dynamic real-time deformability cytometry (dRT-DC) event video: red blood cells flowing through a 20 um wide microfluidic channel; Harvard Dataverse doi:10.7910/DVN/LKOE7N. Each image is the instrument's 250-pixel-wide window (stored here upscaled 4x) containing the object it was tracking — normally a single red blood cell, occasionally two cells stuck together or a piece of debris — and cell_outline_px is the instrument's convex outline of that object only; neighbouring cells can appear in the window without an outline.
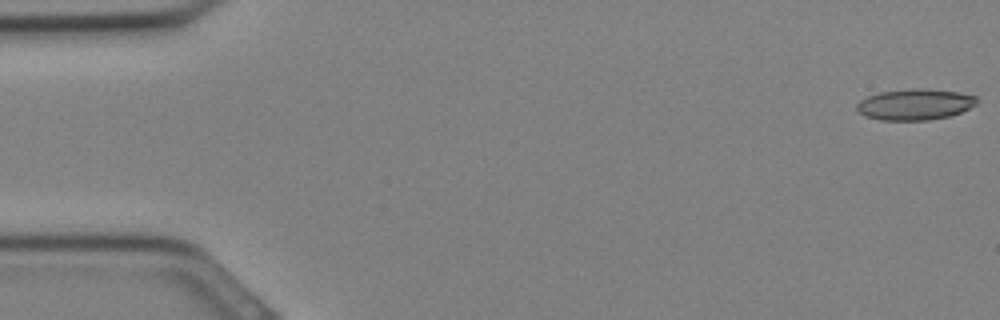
{"species": "Egyptian fruit bat (a non-hibernating species)", "species_latin": "Rousettus aegyptiacus", "temperature_condition": "cold", "stored_images_in_passage": 14, "camera_frame_rate_fps": 3000, "um_per_image_px": 0.085, "animal": {"sex": "female"}, "frame": {"image": 1, "passage_image": 1, "time_ms": 0.0, "image_size_px": [1000, 320], "cell_outline_px": [[976, 104], [960, 112], [948, 116], [928, 120], [880, 120], [864, 116], [856, 108], [856, 104], [860, 100], [868, 96], [880, 92], [912, 88], [924, 88], [960, 92], [976, 96]], "centroid_in_image_um": [77.74, 8.87], "position_along_channel_um": 7.3, "area_um2": 21.68}}
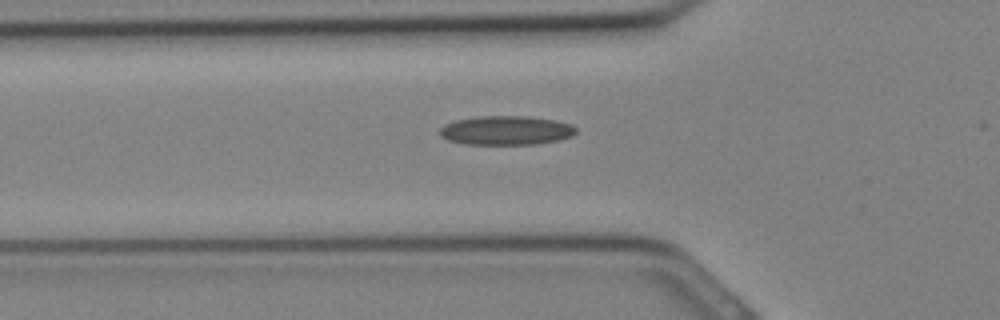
{"frame": {"image": 2, "passage_image": 11, "time_ms": 3.333, "image_size_px": [1000, 320], "cell_outline_px": [[576, 132], [572, 136], [560, 140], [536, 144], [464, 144], [448, 140], [440, 136], [440, 128], [444, 124], [456, 120], [480, 116], [528, 116], [556, 120], [572, 124], [576, 128]], "centroid_in_image_um": [43.04, 11.08], "position_along_channel_um": 82.8, "area_um2": 23.24}}
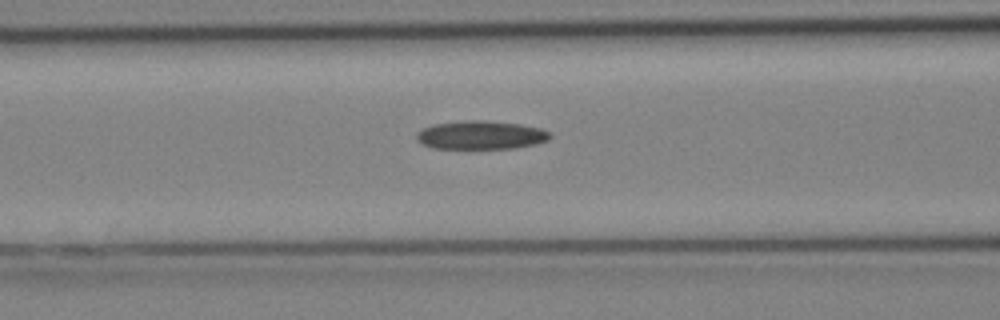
{"frame": {"image": 3, "passage_image": 13, "time_ms": 4.0, "image_size_px": [1000, 320], "cell_outline_px": [[552, 136], [548, 140], [536, 144], [516, 148], [432, 148], [420, 144], [416, 140], [416, 132], [424, 128], [436, 124], [468, 120], [480, 120], [520, 124], [540, 128], [548, 132]], "centroid_in_image_um": [40.86, 11.49], "position_along_channel_um": 125.7, "area_um2": 22.08}}